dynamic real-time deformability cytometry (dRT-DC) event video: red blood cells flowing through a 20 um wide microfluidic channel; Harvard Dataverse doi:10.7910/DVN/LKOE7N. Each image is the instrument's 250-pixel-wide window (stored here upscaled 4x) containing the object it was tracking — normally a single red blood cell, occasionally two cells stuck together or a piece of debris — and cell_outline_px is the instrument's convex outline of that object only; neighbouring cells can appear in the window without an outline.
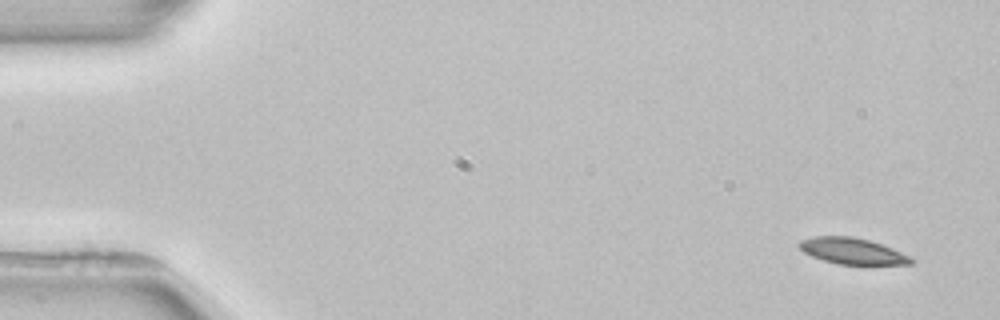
{"species": "common noctule bat (a hibernating species)", "species_latin": "Nyctalus noctula", "temperature_condition": "room temperature", "stored_images_in_passage": 4, "camera_frame_rate_fps": 3000, "um_per_image_px": 0.085, "animal": {"sex": "female", "body_mass_g": 22.7, "forearm_length_mm": 54.2}, "frame": {"image": 1, "passage_image": 1, "time_ms": 0.0, "image_size_px": [1000, 320], "cell_outline_px": [[916, 260], [912, 264], [836, 264], [812, 256], [804, 252], [796, 244], [800, 240], [812, 236], [852, 236], [868, 240], [892, 248], [912, 256]], "centroid_in_image_um": [72.45, 21.33], "position_along_channel_um": 12.5, "area_um2": 17.11}}
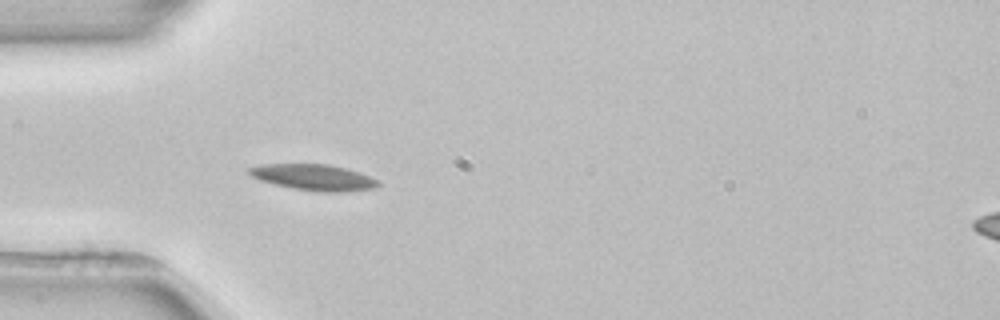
{"frame": {"image": 2, "passage_image": 4, "time_ms": 4.333, "image_size_px": [1000, 320], "cell_outline_px": [[380, 184], [376, 188], [344, 192], [320, 192], [292, 188], [260, 180], [252, 176], [248, 172], [248, 168], [260, 164], [328, 164], [348, 168], [360, 172], [380, 180]], "centroid_in_image_um": [26.73, 15.07], "position_along_channel_um": 58.3, "area_um2": 19.77}}